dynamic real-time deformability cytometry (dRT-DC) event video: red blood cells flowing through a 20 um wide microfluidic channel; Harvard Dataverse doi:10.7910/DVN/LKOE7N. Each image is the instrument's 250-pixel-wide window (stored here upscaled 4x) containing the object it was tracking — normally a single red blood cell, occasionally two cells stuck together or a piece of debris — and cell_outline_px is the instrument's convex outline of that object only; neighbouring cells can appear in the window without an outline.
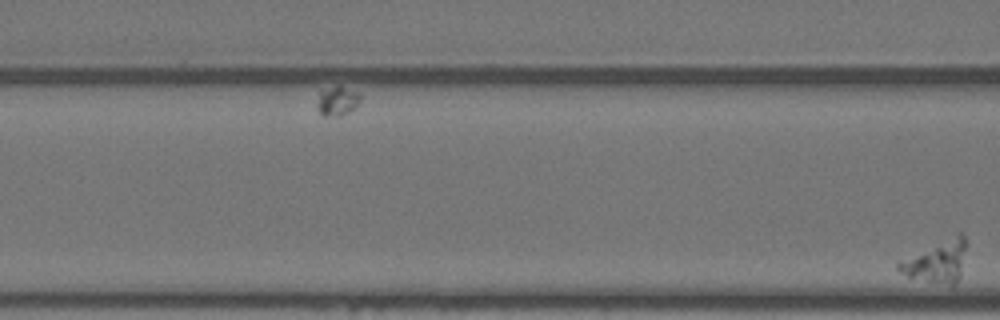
{"species": "Egyptian fruit bat (a non-hibernating species)", "species_latin": "Rousettus aegyptiacus", "temperature_condition": "warm", "stored_images_in_passage": 14, "camera_frame_rate_fps": 3000, "um_per_image_px": 0.085, "animal": {"sex": "female"}, "frame": {"image": 1, "passage_image": 14, "time_ms": 4.333, "image_size_px": [1000, 320], "cell_outline_px": [[964, 248], [960, 276], [956, 284], [952, 284], [928, 280], [908, 276], [900, 272], [896, 268], [896, 264], [900, 260], [960, 232], [964, 236]], "centroid_in_image_um": [79.6, 22.22], "position_along_channel_um": 87.0, "area_um2": 15.61}}